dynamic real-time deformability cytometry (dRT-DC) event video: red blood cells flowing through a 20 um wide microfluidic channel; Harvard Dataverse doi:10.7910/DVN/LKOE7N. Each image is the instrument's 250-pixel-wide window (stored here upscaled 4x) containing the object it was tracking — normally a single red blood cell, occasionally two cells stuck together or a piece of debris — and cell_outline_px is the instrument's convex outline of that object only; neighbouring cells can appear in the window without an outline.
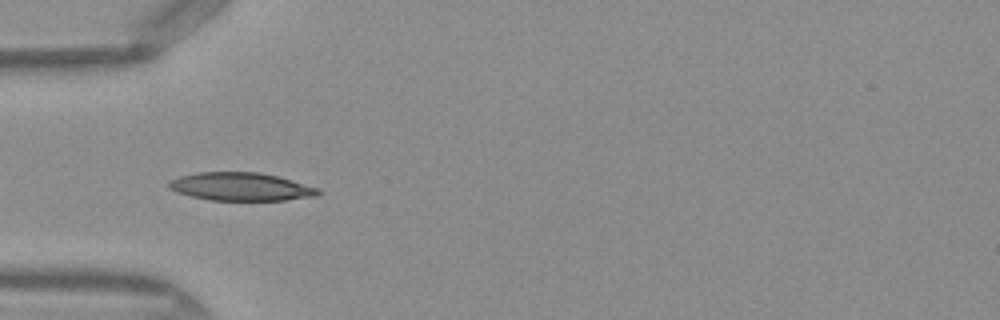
{"species": "Egyptian fruit bat (a non-hibernating species)", "species_latin": "Rousettus aegyptiacus", "temperature_condition": "warm", "stored_images_in_passage": 5, "camera_frame_rate_fps": 3000, "um_per_image_px": 0.085, "frame": {"image": 1, "passage_image": 2, "time_ms": 0.333, "image_size_px": [1000, 320], "cell_outline_px": [[320, 192], [316, 196], [284, 200], [212, 200], [192, 196], [176, 192], [168, 188], [168, 184], [172, 180], [180, 176], [200, 172], [260, 172], [280, 176], [320, 188]], "centroid_in_image_um": [20.52, 15.86], "position_along_channel_um": 64.5, "area_um2": 24.45}}